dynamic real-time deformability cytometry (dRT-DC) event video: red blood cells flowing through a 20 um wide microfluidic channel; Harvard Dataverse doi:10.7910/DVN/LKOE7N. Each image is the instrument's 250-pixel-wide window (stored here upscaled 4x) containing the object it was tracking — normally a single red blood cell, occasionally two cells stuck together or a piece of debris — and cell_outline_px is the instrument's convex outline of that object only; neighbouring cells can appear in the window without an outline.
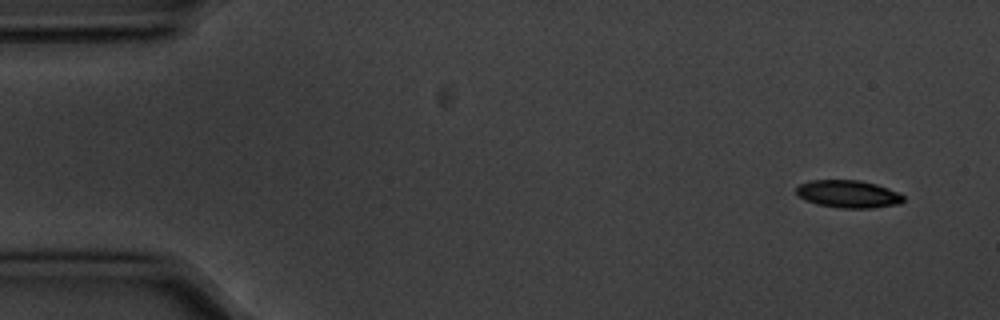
{"species": "common noctule bat (a hibernating species)", "species_latin": "Nyctalus noctula", "temperature_condition": "cold", "stored_images_in_passage": 4, "camera_frame_rate_fps": 3000, "um_per_image_px": 0.085, "animal": {"sex": "male", "body_mass_g": 20.1, "forearm_length_mm": 53.5}, "frame": {"image": 1, "passage_image": 1, "time_ms": 0.0, "image_size_px": [1000, 320], "cell_outline_px": [[904, 200], [900, 204], [872, 208], [840, 208], [816, 204], [804, 200], [796, 192], [796, 188], [800, 184], [808, 180], [860, 180], [876, 184], [896, 192], [904, 196]], "centroid_in_image_um": [72.08, 16.49], "position_along_channel_um": 12.9, "area_um2": 17.22}}
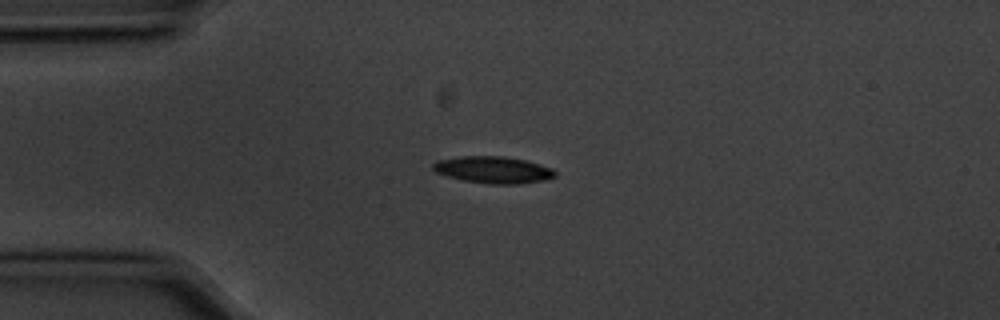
{"frame": {"image": 2, "passage_image": 4, "time_ms": 1.0, "image_size_px": [1000, 320], "cell_outline_px": [[556, 176], [548, 180], [520, 184], [492, 184], [464, 180], [448, 176], [436, 172], [432, 168], [432, 164], [436, 160], [460, 156], [500, 156], [524, 160], [540, 164], [552, 168], [556, 172]], "centroid_in_image_um": [41.95, 14.44], "position_along_channel_um": 43.1, "area_um2": 19.13}}